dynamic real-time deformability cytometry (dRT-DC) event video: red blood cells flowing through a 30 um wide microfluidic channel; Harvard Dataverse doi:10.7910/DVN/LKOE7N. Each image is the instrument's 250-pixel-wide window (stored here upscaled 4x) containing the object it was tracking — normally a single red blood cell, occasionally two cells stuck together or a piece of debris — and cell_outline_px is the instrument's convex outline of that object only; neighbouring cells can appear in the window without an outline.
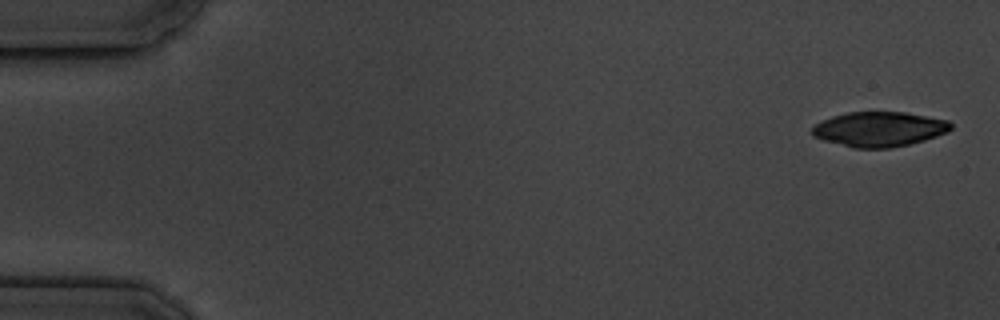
{"species": "common noctule bat (a hibernating species)", "species_latin": "Nyctalus noctula", "temperature_condition": "cold", "stored_images_in_passage": 5, "camera_frame_rate_fps": 3000, "um_per_image_px": 0.085, "animal": {"sex": "male", "body_mass_g": 19.5, "forearm_length_mm": 54.6}, "frame": {"image": 1, "passage_image": 1, "time_ms": 0.0, "image_size_px": [1000, 320], "cell_outline_px": [[952, 128], [948, 132], [924, 140], [908, 144], [888, 148], [852, 148], [824, 140], [812, 136], [812, 128], [820, 120], [832, 116], [848, 112], [904, 112], [948, 120], [952, 124]], "centroid_in_image_um": [74.72, 10.97], "position_along_channel_um": 10.3, "area_um2": 28.15}}